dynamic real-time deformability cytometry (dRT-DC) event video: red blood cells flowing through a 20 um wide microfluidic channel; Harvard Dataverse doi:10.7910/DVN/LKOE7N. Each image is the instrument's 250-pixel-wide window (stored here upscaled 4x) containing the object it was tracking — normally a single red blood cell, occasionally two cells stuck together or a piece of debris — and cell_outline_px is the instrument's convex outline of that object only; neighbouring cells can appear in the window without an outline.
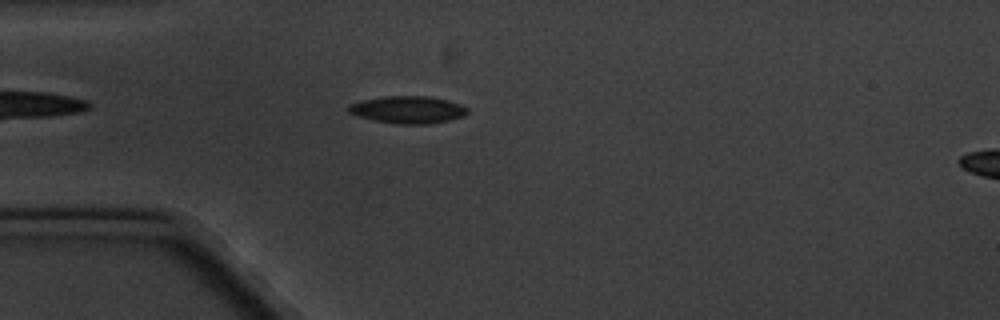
{"species": "common noctule bat (a hibernating species)", "species_latin": "Nyctalus noctula", "temperature_condition": "cold", "stored_images_in_passage": 2, "camera_frame_rate_fps": 3000, "um_per_image_px": 0.085, "animal": {"sex": "male", "body_mass_g": 20.1, "forearm_length_mm": 53.5}, "frame": {"image": 1, "passage_image": 2, "time_ms": 1.0, "image_size_px": [1000, 320], "cell_outline_px": [[468, 112], [464, 116], [448, 120], [428, 124], [396, 124], [376, 120], [360, 116], [348, 112], [348, 104], [360, 100], [384, 96], [424, 96], [448, 100], [460, 104], [468, 108]], "centroid_in_image_um": [34.67, 9.32], "position_along_channel_um": 50.3, "area_um2": 18.84}}